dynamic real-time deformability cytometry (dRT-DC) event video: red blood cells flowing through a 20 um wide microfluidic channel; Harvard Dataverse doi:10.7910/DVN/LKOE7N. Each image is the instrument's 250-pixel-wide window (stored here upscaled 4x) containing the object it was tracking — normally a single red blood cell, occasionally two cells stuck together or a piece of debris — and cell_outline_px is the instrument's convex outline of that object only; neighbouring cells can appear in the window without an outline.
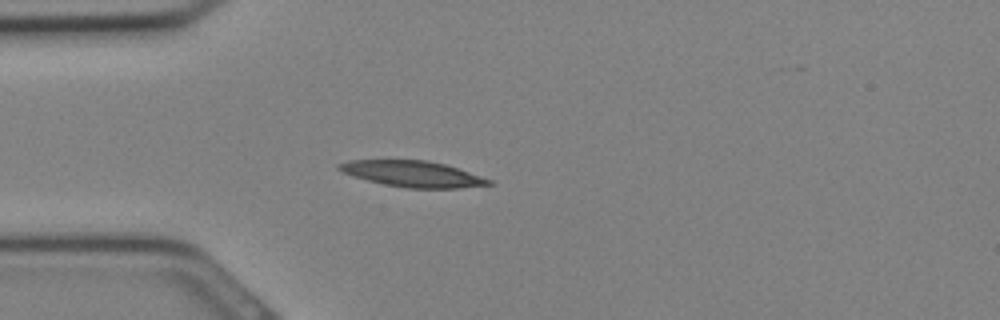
{"species": "Egyptian fruit bat (a non-hibernating species)", "species_latin": "Rousettus aegyptiacus", "temperature_condition": "cold", "stored_images_in_passage": 31, "camera_frame_rate_fps": 3000, "um_per_image_px": 0.085, "animal": {"sex": "female"}, "frame": {"image": 1, "passage_image": 8, "time_ms": 2.333, "image_size_px": [1000, 320], "cell_outline_px": [[496, 184], [456, 188], [408, 188], [384, 184], [352, 176], [336, 168], [336, 164], [348, 160], [424, 160], [444, 164], [492, 180]], "centroid_in_image_um": [35.05, 14.78], "position_along_channel_um": 50.0, "area_um2": 22.48}}
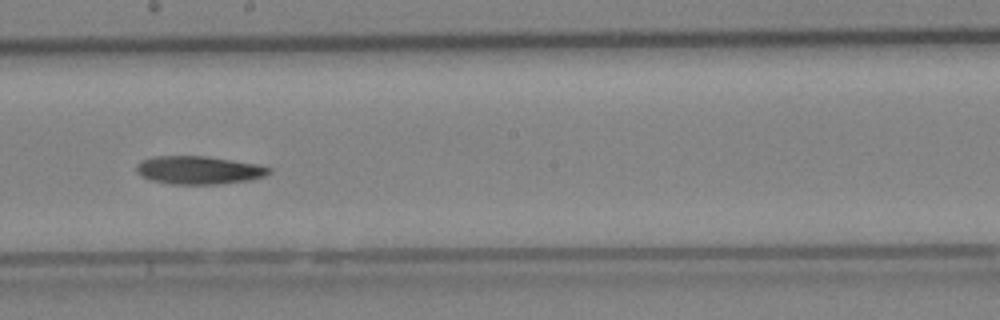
{"frame": {"image": 2, "passage_image": 17, "time_ms": 5.333, "image_size_px": [1000, 320], "cell_outline_px": [[272, 172], [264, 176], [248, 180], [220, 184], [172, 184], [152, 180], [140, 176], [136, 172], [136, 164], [140, 160], [152, 156], [208, 156], [256, 164], [272, 168]], "centroid_in_image_um": [16.86, 14.45], "position_along_channel_um": 231.3, "area_um2": 21.85}}
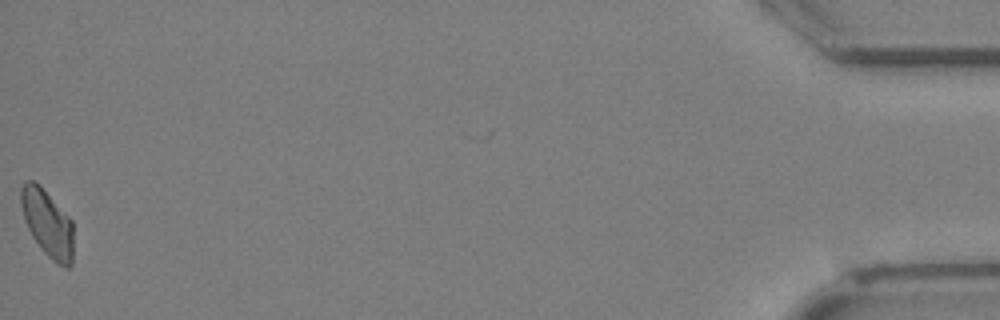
{"frame": {"image": 3, "passage_image": 31, "time_ms": 10.0, "image_size_px": [1000, 320], "cell_outline_px": [[72, 264], [68, 268], [64, 268], [56, 264], [44, 252], [32, 236], [24, 220], [20, 204], [20, 188], [24, 180], [36, 180], [40, 184], [72, 220]], "centroid_in_image_um": [4.01, 18.94], "position_along_channel_um": 431.2, "area_um2": 20.75}}